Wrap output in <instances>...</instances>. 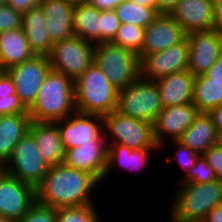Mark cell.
I'll use <instances>...</instances> for the list:
<instances>
[{
  "instance_id": "1",
  "label": "cell",
  "mask_w": 222,
  "mask_h": 222,
  "mask_svg": "<svg viewBox=\"0 0 222 222\" xmlns=\"http://www.w3.org/2000/svg\"><path fill=\"white\" fill-rule=\"evenodd\" d=\"M100 185L93 175L60 163L50 166L35 187L36 203L54 209L98 203L93 189Z\"/></svg>"
},
{
  "instance_id": "2",
  "label": "cell",
  "mask_w": 222,
  "mask_h": 222,
  "mask_svg": "<svg viewBox=\"0 0 222 222\" xmlns=\"http://www.w3.org/2000/svg\"><path fill=\"white\" fill-rule=\"evenodd\" d=\"M27 109L34 122H56L67 118L76 111L74 81L51 69Z\"/></svg>"
},
{
  "instance_id": "3",
  "label": "cell",
  "mask_w": 222,
  "mask_h": 222,
  "mask_svg": "<svg viewBox=\"0 0 222 222\" xmlns=\"http://www.w3.org/2000/svg\"><path fill=\"white\" fill-rule=\"evenodd\" d=\"M168 207L176 222H202L217 205L222 204V180L206 183L178 184Z\"/></svg>"
},
{
  "instance_id": "4",
  "label": "cell",
  "mask_w": 222,
  "mask_h": 222,
  "mask_svg": "<svg viewBox=\"0 0 222 222\" xmlns=\"http://www.w3.org/2000/svg\"><path fill=\"white\" fill-rule=\"evenodd\" d=\"M117 98L118 90L94 63L74 81L75 109L80 113L110 114L117 108Z\"/></svg>"
},
{
  "instance_id": "5",
  "label": "cell",
  "mask_w": 222,
  "mask_h": 222,
  "mask_svg": "<svg viewBox=\"0 0 222 222\" xmlns=\"http://www.w3.org/2000/svg\"><path fill=\"white\" fill-rule=\"evenodd\" d=\"M94 64L118 91L140 76L139 56L111 42L94 45Z\"/></svg>"
},
{
  "instance_id": "6",
  "label": "cell",
  "mask_w": 222,
  "mask_h": 222,
  "mask_svg": "<svg viewBox=\"0 0 222 222\" xmlns=\"http://www.w3.org/2000/svg\"><path fill=\"white\" fill-rule=\"evenodd\" d=\"M116 110L122 115L153 124L163 110L156 82L139 76L118 91Z\"/></svg>"
},
{
  "instance_id": "7",
  "label": "cell",
  "mask_w": 222,
  "mask_h": 222,
  "mask_svg": "<svg viewBox=\"0 0 222 222\" xmlns=\"http://www.w3.org/2000/svg\"><path fill=\"white\" fill-rule=\"evenodd\" d=\"M103 131L107 144H120L135 150L159 148L152 123L122 115L117 110L103 116Z\"/></svg>"
},
{
  "instance_id": "8",
  "label": "cell",
  "mask_w": 222,
  "mask_h": 222,
  "mask_svg": "<svg viewBox=\"0 0 222 222\" xmlns=\"http://www.w3.org/2000/svg\"><path fill=\"white\" fill-rule=\"evenodd\" d=\"M94 45L77 36L53 43L47 55L51 69L75 81L94 63Z\"/></svg>"
},
{
  "instance_id": "9",
  "label": "cell",
  "mask_w": 222,
  "mask_h": 222,
  "mask_svg": "<svg viewBox=\"0 0 222 222\" xmlns=\"http://www.w3.org/2000/svg\"><path fill=\"white\" fill-rule=\"evenodd\" d=\"M49 167L40 156L34 136L28 131L14 146L11 157L5 163V172L36 187Z\"/></svg>"
},
{
  "instance_id": "10",
  "label": "cell",
  "mask_w": 222,
  "mask_h": 222,
  "mask_svg": "<svg viewBox=\"0 0 222 222\" xmlns=\"http://www.w3.org/2000/svg\"><path fill=\"white\" fill-rule=\"evenodd\" d=\"M50 70L51 66L45 55H34L31 59L6 70L12 78L16 95L26 108L34 102Z\"/></svg>"
},
{
  "instance_id": "11",
  "label": "cell",
  "mask_w": 222,
  "mask_h": 222,
  "mask_svg": "<svg viewBox=\"0 0 222 222\" xmlns=\"http://www.w3.org/2000/svg\"><path fill=\"white\" fill-rule=\"evenodd\" d=\"M188 58L189 44L185 37L168 49L144 55L140 59V76L155 81L172 73L185 71Z\"/></svg>"
},
{
  "instance_id": "12",
  "label": "cell",
  "mask_w": 222,
  "mask_h": 222,
  "mask_svg": "<svg viewBox=\"0 0 222 222\" xmlns=\"http://www.w3.org/2000/svg\"><path fill=\"white\" fill-rule=\"evenodd\" d=\"M35 187L4 172L0 177V215L18 222L35 204Z\"/></svg>"
},
{
  "instance_id": "13",
  "label": "cell",
  "mask_w": 222,
  "mask_h": 222,
  "mask_svg": "<svg viewBox=\"0 0 222 222\" xmlns=\"http://www.w3.org/2000/svg\"><path fill=\"white\" fill-rule=\"evenodd\" d=\"M185 37L189 44L187 70L195 77L203 75L222 54V34L211 29L191 32Z\"/></svg>"
},
{
  "instance_id": "14",
  "label": "cell",
  "mask_w": 222,
  "mask_h": 222,
  "mask_svg": "<svg viewBox=\"0 0 222 222\" xmlns=\"http://www.w3.org/2000/svg\"><path fill=\"white\" fill-rule=\"evenodd\" d=\"M108 144L103 133L96 141L81 143L78 147L64 152L63 163L93 175L100 183L106 170Z\"/></svg>"
},
{
  "instance_id": "15",
  "label": "cell",
  "mask_w": 222,
  "mask_h": 222,
  "mask_svg": "<svg viewBox=\"0 0 222 222\" xmlns=\"http://www.w3.org/2000/svg\"><path fill=\"white\" fill-rule=\"evenodd\" d=\"M60 132L64 151L81 143L96 141L103 133V116L75 111L55 122Z\"/></svg>"
},
{
  "instance_id": "16",
  "label": "cell",
  "mask_w": 222,
  "mask_h": 222,
  "mask_svg": "<svg viewBox=\"0 0 222 222\" xmlns=\"http://www.w3.org/2000/svg\"><path fill=\"white\" fill-rule=\"evenodd\" d=\"M198 114L193 102L163 108L153 123L155 141L160 150L167 147V140H178Z\"/></svg>"
},
{
  "instance_id": "17",
  "label": "cell",
  "mask_w": 222,
  "mask_h": 222,
  "mask_svg": "<svg viewBox=\"0 0 222 222\" xmlns=\"http://www.w3.org/2000/svg\"><path fill=\"white\" fill-rule=\"evenodd\" d=\"M181 26L169 15L159 13L155 19L144 28L142 57L147 54L163 51L185 38Z\"/></svg>"
},
{
  "instance_id": "18",
  "label": "cell",
  "mask_w": 222,
  "mask_h": 222,
  "mask_svg": "<svg viewBox=\"0 0 222 222\" xmlns=\"http://www.w3.org/2000/svg\"><path fill=\"white\" fill-rule=\"evenodd\" d=\"M213 0H180L169 15L187 35L214 27Z\"/></svg>"
},
{
  "instance_id": "19",
  "label": "cell",
  "mask_w": 222,
  "mask_h": 222,
  "mask_svg": "<svg viewBox=\"0 0 222 222\" xmlns=\"http://www.w3.org/2000/svg\"><path fill=\"white\" fill-rule=\"evenodd\" d=\"M76 0H42V7L46 17V29L53 43L74 36L73 8Z\"/></svg>"
},
{
  "instance_id": "20",
  "label": "cell",
  "mask_w": 222,
  "mask_h": 222,
  "mask_svg": "<svg viewBox=\"0 0 222 222\" xmlns=\"http://www.w3.org/2000/svg\"><path fill=\"white\" fill-rule=\"evenodd\" d=\"M194 78V75L185 70L155 80L163 108L191 103Z\"/></svg>"
},
{
  "instance_id": "21",
  "label": "cell",
  "mask_w": 222,
  "mask_h": 222,
  "mask_svg": "<svg viewBox=\"0 0 222 222\" xmlns=\"http://www.w3.org/2000/svg\"><path fill=\"white\" fill-rule=\"evenodd\" d=\"M29 132L35 138L40 156L49 166L63 163L65 151L55 122L31 121Z\"/></svg>"
},
{
  "instance_id": "22",
  "label": "cell",
  "mask_w": 222,
  "mask_h": 222,
  "mask_svg": "<svg viewBox=\"0 0 222 222\" xmlns=\"http://www.w3.org/2000/svg\"><path fill=\"white\" fill-rule=\"evenodd\" d=\"M159 150L160 148L135 150L120 144H108L107 165L103 180L111 175L110 172L115 167L123 168L126 172L143 171L149 165L152 154Z\"/></svg>"
},
{
  "instance_id": "23",
  "label": "cell",
  "mask_w": 222,
  "mask_h": 222,
  "mask_svg": "<svg viewBox=\"0 0 222 222\" xmlns=\"http://www.w3.org/2000/svg\"><path fill=\"white\" fill-rule=\"evenodd\" d=\"M46 25V17L40 5L22 14V29L35 55L47 56L52 48Z\"/></svg>"
},
{
  "instance_id": "24",
  "label": "cell",
  "mask_w": 222,
  "mask_h": 222,
  "mask_svg": "<svg viewBox=\"0 0 222 222\" xmlns=\"http://www.w3.org/2000/svg\"><path fill=\"white\" fill-rule=\"evenodd\" d=\"M178 141L199 155H202L209 147L217 144L218 134L211 116L208 113L199 112Z\"/></svg>"
},
{
  "instance_id": "25",
  "label": "cell",
  "mask_w": 222,
  "mask_h": 222,
  "mask_svg": "<svg viewBox=\"0 0 222 222\" xmlns=\"http://www.w3.org/2000/svg\"><path fill=\"white\" fill-rule=\"evenodd\" d=\"M34 55L22 27L0 32V66L3 70L27 61Z\"/></svg>"
},
{
  "instance_id": "26",
  "label": "cell",
  "mask_w": 222,
  "mask_h": 222,
  "mask_svg": "<svg viewBox=\"0 0 222 222\" xmlns=\"http://www.w3.org/2000/svg\"><path fill=\"white\" fill-rule=\"evenodd\" d=\"M101 11L84 0H76L73 8L74 36L93 44L101 43Z\"/></svg>"
},
{
  "instance_id": "27",
  "label": "cell",
  "mask_w": 222,
  "mask_h": 222,
  "mask_svg": "<svg viewBox=\"0 0 222 222\" xmlns=\"http://www.w3.org/2000/svg\"><path fill=\"white\" fill-rule=\"evenodd\" d=\"M29 114H10L0 116V161L6 163L14 146L29 131Z\"/></svg>"
},
{
  "instance_id": "28",
  "label": "cell",
  "mask_w": 222,
  "mask_h": 222,
  "mask_svg": "<svg viewBox=\"0 0 222 222\" xmlns=\"http://www.w3.org/2000/svg\"><path fill=\"white\" fill-rule=\"evenodd\" d=\"M192 102L199 112L205 113L222 105V82L210 81L204 74L196 76Z\"/></svg>"
},
{
  "instance_id": "29",
  "label": "cell",
  "mask_w": 222,
  "mask_h": 222,
  "mask_svg": "<svg viewBox=\"0 0 222 222\" xmlns=\"http://www.w3.org/2000/svg\"><path fill=\"white\" fill-rule=\"evenodd\" d=\"M120 24H130L138 27H147L159 14L155 9L137 5L125 0L114 9Z\"/></svg>"
},
{
  "instance_id": "30",
  "label": "cell",
  "mask_w": 222,
  "mask_h": 222,
  "mask_svg": "<svg viewBox=\"0 0 222 222\" xmlns=\"http://www.w3.org/2000/svg\"><path fill=\"white\" fill-rule=\"evenodd\" d=\"M144 28L130 24H120L112 44L129 50L142 58Z\"/></svg>"
},
{
  "instance_id": "31",
  "label": "cell",
  "mask_w": 222,
  "mask_h": 222,
  "mask_svg": "<svg viewBox=\"0 0 222 222\" xmlns=\"http://www.w3.org/2000/svg\"><path fill=\"white\" fill-rule=\"evenodd\" d=\"M96 207L97 206L94 203L57 208V222H100L102 218Z\"/></svg>"
},
{
  "instance_id": "32",
  "label": "cell",
  "mask_w": 222,
  "mask_h": 222,
  "mask_svg": "<svg viewBox=\"0 0 222 222\" xmlns=\"http://www.w3.org/2000/svg\"><path fill=\"white\" fill-rule=\"evenodd\" d=\"M179 184L187 183H206L216 180V175L212 167L200 155L195 164L187 171L186 175L179 178Z\"/></svg>"
},
{
  "instance_id": "33",
  "label": "cell",
  "mask_w": 222,
  "mask_h": 222,
  "mask_svg": "<svg viewBox=\"0 0 222 222\" xmlns=\"http://www.w3.org/2000/svg\"><path fill=\"white\" fill-rule=\"evenodd\" d=\"M169 142L173 146L175 145L174 147H176L177 149L174 152L175 156H172V158L171 156L168 157V161L170 162L174 160L176 163H178L180 169L182 168L181 170L184 172L183 176H185L187 171L195 164V161L200 155L192 151L189 147L185 146L178 140H172Z\"/></svg>"
},
{
  "instance_id": "34",
  "label": "cell",
  "mask_w": 222,
  "mask_h": 222,
  "mask_svg": "<svg viewBox=\"0 0 222 222\" xmlns=\"http://www.w3.org/2000/svg\"><path fill=\"white\" fill-rule=\"evenodd\" d=\"M101 43L112 42L117 34L120 21L114 10L101 11Z\"/></svg>"
},
{
  "instance_id": "35",
  "label": "cell",
  "mask_w": 222,
  "mask_h": 222,
  "mask_svg": "<svg viewBox=\"0 0 222 222\" xmlns=\"http://www.w3.org/2000/svg\"><path fill=\"white\" fill-rule=\"evenodd\" d=\"M18 222H57L56 209L35 202Z\"/></svg>"
},
{
  "instance_id": "36",
  "label": "cell",
  "mask_w": 222,
  "mask_h": 222,
  "mask_svg": "<svg viewBox=\"0 0 222 222\" xmlns=\"http://www.w3.org/2000/svg\"><path fill=\"white\" fill-rule=\"evenodd\" d=\"M22 27V14L7 3L0 5V32Z\"/></svg>"
},
{
  "instance_id": "37",
  "label": "cell",
  "mask_w": 222,
  "mask_h": 222,
  "mask_svg": "<svg viewBox=\"0 0 222 222\" xmlns=\"http://www.w3.org/2000/svg\"><path fill=\"white\" fill-rule=\"evenodd\" d=\"M10 114H28V109L23 105L17 95L0 97V116Z\"/></svg>"
},
{
  "instance_id": "38",
  "label": "cell",
  "mask_w": 222,
  "mask_h": 222,
  "mask_svg": "<svg viewBox=\"0 0 222 222\" xmlns=\"http://www.w3.org/2000/svg\"><path fill=\"white\" fill-rule=\"evenodd\" d=\"M202 156L214 170L216 178L222 180V147L217 143L209 147Z\"/></svg>"
},
{
  "instance_id": "39",
  "label": "cell",
  "mask_w": 222,
  "mask_h": 222,
  "mask_svg": "<svg viewBox=\"0 0 222 222\" xmlns=\"http://www.w3.org/2000/svg\"><path fill=\"white\" fill-rule=\"evenodd\" d=\"M16 95L15 86L9 73L4 70L0 74V97H10Z\"/></svg>"
},
{
  "instance_id": "40",
  "label": "cell",
  "mask_w": 222,
  "mask_h": 222,
  "mask_svg": "<svg viewBox=\"0 0 222 222\" xmlns=\"http://www.w3.org/2000/svg\"><path fill=\"white\" fill-rule=\"evenodd\" d=\"M42 0H7V4L15 11L24 14L40 4Z\"/></svg>"
},
{
  "instance_id": "41",
  "label": "cell",
  "mask_w": 222,
  "mask_h": 222,
  "mask_svg": "<svg viewBox=\"0 0 222 222\" xmlns=\"http://www.w3.org/2000/svg\"><path fill=\"white\" fill-rule=\"evenodd\" d=\"M100 11L114 10L120 3L125 0H84Z\"/></svg>"
},
{
  "instance_id": "42",
  "label": "cell",
  "mask_w": 222,
  "mask_h": 222,
  "mask_svg": "<svg viewBox=\"0 0 222 222\" xmlns=\"http://www.w3.org/2000/svg\"><path fill=\"white\" fill-rule=\"evenodd\" d=\"M210 81L222 82V54L217 58L213 66L204 73Z\"/></svg>"
},
{
  "instance_id": "43",
  "label": "cell",
  "mask_w": 222,
  "mask_h": 222,
  "mask_svg": "<svg viewBox=\"0 0 222 222\" xmlns=\"http://www.w3.org/2000/svg\"><path fill=\"white\" fill-rule=\"evenodd\" d=\"M213 8V29L222 34V0H213Z\"/></svg>"
},
{
  "instance_id": "44",
  "label": "cell",
  "mask_w": 222,
  "mask_h": 222,
  "mask_svg": "<svg viewBox=\"0 0 222 222\" xmlns=\"http://www.w3.org/2000/svg\"><path fill=\"white\" fill-rule=\"evenodd\" d=\"M208 114L211 116L217 134L222 133V105L211 109Z\"/></svg>"
},
{
  "instance_id": "45",
  "label": "cell",
  "mask_w": 222,
  "mask_h": 222,
  "mask_svg": "<svg viewBox=\"0 0 222 222\" xmlns=\"http://www.w3.org/2000/svg\"><path fill=\"white\" fill-rule=\"evenodd\" d=\"M180 0H156L157 12L169 14Z\"/></svg>"
},
{
  "instance_id": "46",
  "label": "cell",
  "mask_w": 222,
  "mask_h": 222,
  "mask_svg": "<svg viewBox=\"0 0 222 222\" xmlns=\"http://www.w3.org/2000/svg\"><path fill=\"white\" fill-rule=\"evenodd\" d=\"M202 222H222V204L215 206Z\"/></svg>"
},
{
  "instance_id": "47",
  "label": "cell",
  "mask_w": 222,
  "mask_h": 222,
  "mask_svg": "<svg viewBox=\"0 0 222 222\" xmlns=\"http://www.w3.org/2000/svg\"><path fill=\"white\" fill-rule=\"evenodd\" d=\"M139 6L153 8L157 11L156 0H130Z\"/></svg>"
},
{
  "instance_id": "48",
  "label": "cell",
  "mask_w": 222,
  "mask_h": 222,
  "mask_svg": "<svg viewBox=\"0 0 222 222\" xmlns=\"http://www.w3.org/2000/svg\"><path fill=\"white\" fill-rule=\"evenodd\" d=\"M5 172V163L0 161V177Z\"/></svg>"
},
{
  "instance_id": "49",
  "label": "cell",
  "mask_w": 222,
  "mask_h": 222,
  "mask_svg": "<svg viewBox=\"0 0 222 222\" xmlns=\"http://www.w3.org/2000/svg\"><path fill=\"white\" fill-rule=\"evenodd\" d=\"M0 222H14V221L9 220L6 217H3V216L0 215Z\"/></svg>"
},
{
  "instance_id": "50",
  "label": "cell",
  "mask_w": 222,
  "mask_h": 222,
  "mask_svg": "<svg viewBox=\"0 0 222 222\" xmlns=\"http://www.w3.org/2000/svg\"><path fill=\"white\" fill-rule=\"evenodd\" d=\"M217 143L222 147V133L218 134V142Z\"/></svg>"
},
{
  "instance_id": "51",
  "label": "cell",
  "mask_w": 222,
  "mask_h": 222,
  "mask_svg": "<svg viewBox=\"0 0 222 222\" xmlns=\"http://www.w3.org/2000/svg\"><path fill=\"white\" fill-rule=\"evenodd\" d=\"M7 0H0V5L6 4Z\"/></svg>"
},
{
  "instance_id": "52",
  "label": "cell",
  "mask_w": 222,
  "mask_h": 222,
  "mask_svg": "<svg viewBox=\"0 0 222 222\" xmlns=\"http://www.w3.org/2000/svg\"><path fill=\"white\" fill-rule=\"evenodd\" d=\"M169 218V220H168V222H176L175 220H173L170 216H168Z\"/></svg>"
},
{
  "instance_id": "53",
  "label": "cell",
  "mask_w": 222,
  "mask_h": 222,
  "mask_svg": "<svg viewBox=\"0 0 222 222\" xmlns=\"http://www.w3.org/2000/svg\"><path fill=\"white\" fill-rule=\"evenodd\" d=\"M3 71H4L3 68L0 66V74H1Z\"/></svg>"
}]
</instances>
